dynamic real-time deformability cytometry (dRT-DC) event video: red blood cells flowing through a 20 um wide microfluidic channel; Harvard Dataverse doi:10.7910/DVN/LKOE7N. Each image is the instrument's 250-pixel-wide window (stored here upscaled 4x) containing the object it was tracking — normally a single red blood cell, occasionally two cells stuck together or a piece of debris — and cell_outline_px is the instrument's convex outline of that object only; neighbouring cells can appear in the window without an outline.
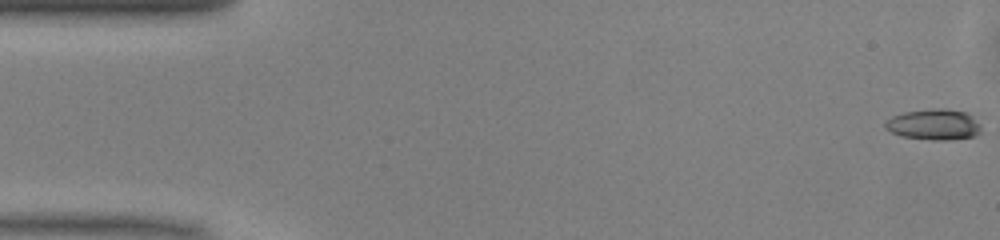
{"species": "common noctule bat (a hibernating species)", "species_latin": "Nyctalus noctula", "temperature_condition": "warm", "stored_images_in_passage": 50, "camera_frame_rate_fps": 3000, "um_per_image_px": 0.085, "animal": {"sex": "male", "body_mass_g": 13.0, "forearm_length_mm": 53.1}, "frame": {"image": 1, "passage_image": 1, "time_ms": 0.0, "image_size_px": [1000, 240], "cell_outline_px": [[980, 132], [976, 136], [948, 140], [932, 140], [900, 136], [884, 128], [884, 124], [892, 116], [904, 112], [932, 108], [944, 108], [968, 112], [980, 124]], "centroid_in_image_um": [79.39, 10.58], "position_along_channel_um": 5.6, "area_um2": 17.4}}
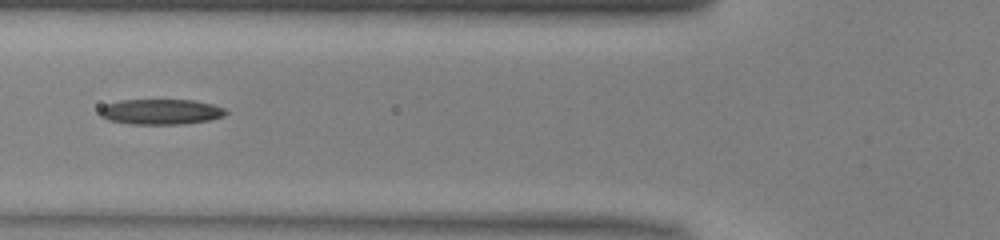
{"frame": {"image": 2, "passage_image": 19, "time_ms": 6.0, "image_size_px": [1000, 240], "cell_outline_px": [[228, 112], [224, 116], [208, 120], [180, 124], [128, 124], [108, 120], [100, 116], [100, 108], [104, 104], [120, 100], [192, 100], [212, 104], [224, 108]], "centroid_in_image_um": [13.63, 9.5], "position_along_channel_um": 112.2, "area_um2": 18.67}}
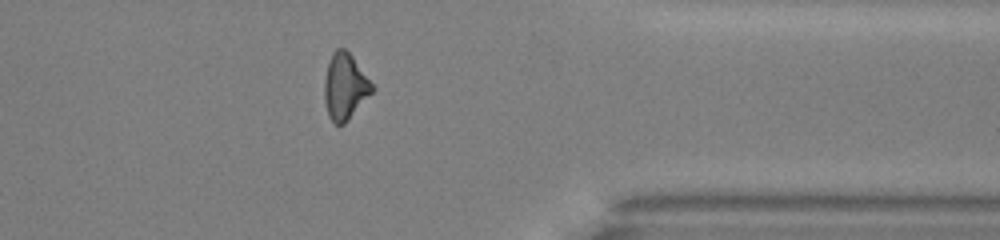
{"frame": {"image": 3, "passage_image": 40, "time_ms": 13.0, "image_size_px": [1000, 240], "cell_outline_px": [[376, 88], [344, 124], [336, 124], [328, 116], [324, 100], [324, 80], [328, 64], [332, 52], [336, 48], [344, 48], [352, 56]], "centroid_in_image_um": [29.31, 7.35], "position_along_channel_um": 382.1, "area_um2": 18.26}}